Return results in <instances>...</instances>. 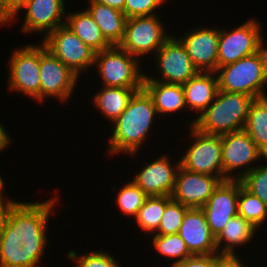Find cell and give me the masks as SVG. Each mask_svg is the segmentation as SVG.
Listing matches in <instances>:
<instances>
[{
    "label": "cell",
    "instance_id": "6da1fadb",
    "mask_svg": "<svg viewBox=\"0 0 267 267\" xmlns=\"http://www.w3.org/2000/svg\"><path fill=\"white\" fill-rule=\"evenodd\" d=\"M60 198L54 195L34 202L17 199L0 229V267L41 266L50 246L49 222Z\"/></svg>",
    "mask_w": 267,
    "mask_h": 267
},
{
    "label": "cell",
    "instance_id": "7a4b0ae2",
    "mask_svg": "<svg viewBox=\"0 0 267 267\" xmlns=\"http://www.w3.org/2000/svg\"><path fill=\"white\" fill-rule=\"evenodd\" d=\"M157 118L159 119V116L152 97L144 88L136 91L126 109L110 124V134L106 138V154H109V157L125 154L132 160L135 157L139 158V151L147 140H151L148 137H151L150 132L155 130L152 128L154 123H159Z\"/></svg>",
    "mask_w": 267,
    "mask_h": 267
},
{
    "label": "cell",
    "instance_id": "3957f363",
    "mask_svg": "<svg viewBox=\"0 0 267 267\" xmlns=\"http://www.w3.org/2000/svg\"><path fill=\"white\" fill-rule=\"evenodd\" d=\"M219 90L255 98L267 96V45L257 53L218 67Z\"/></svg>",
    "mask_w": 267,
    "mask_h": 267
},
{
    "label": "cell",
    "instance_id": "277c9868",
    "mask_svg": "<svg viewBox=\"0 0 267 267\" xmlns=\"http://www.w3.org/2000/svg\"><path fill=\"white\" fill-rule=\"evenodd\" d=\"M253 100L249 95L219 90L214 101L196 118L193 126L202 133L219 136L244 130Z\"/></svg>",
    "mask_w": 267,
    "mask_h": 267
},
{
    "label": "cell",
    "instance_id": "5b68a950",
    "mask_svg": "<svg viewBox=\"0 0 267 267\" xmlns=\"http://www.w3.org/2000/svg\"><path fill=\"white\" fill-rule=\"evenodd\" d=\"M141 61L119 46L95 53L94 69L101 86L143 88L145 71Z\"/></svg>",
    "mask_w": 267,
    "mask_h": 267
},
{
    "label": "cell",
    "instance_id": "8992f818",
    "mask_svg": "<svg viewBox=\"0 0 267 267\" xmlns=\"http://www.w3.org/2000/svg\"><path fill=\"white\" fill-rule=\"evenodd\" d=\"M161 17L154 14L127 18L124 36L118 46L140 61L147 55L152 57L173 35Z\"/></svg>",
    "mask_w": 267,
    "mask_h": 267
},
{
    "label": "cell",
    "instance_id": "52a82bcc",
    "mask_svg": "<svg viewBox=\"0 0 267 267\" xmlns=\"http://www.w3.org/2000/svg\"><path fill=\"white\" fill-rule=\"evenodd\" d=\"M13 49L7 58L8 90L40 104V40L38 44L29 42L26 46Z\"/></svg>",
    "mask_w": 267,
    "mask_h": 267
},
{
    "label": "cell",
    "instance_id": "ba28073f",
    "mask_svg": "<svg viewBox=\"0 0 267 267\" xmlns=\"http://www.w3.org/2000/svg\"><path fill=\"white\" fill-rule=\"evenodd\" d=\"M250 18L230 30L229 27H219L218 67L253 55L267 44L263 24L253 16Z\"/></svg>",
    "mask_w": 267,
    "mask_h": 267
},
{
    "label": "cell",
    "instance_id": "9c48e42d",
    "mask_svg": "<svg viewBox=\"0 0 267 267\" xmlns=\"http://www.w3.org/2000/svg\"><path fill=\"white\" fill-rule=\"evenodd\" d=\"M188 131L191 141L186 138L188 147L179 153L180 165L188 171L209 174L224 181L221 136L202 133L194 126L188 127Z\"/></svg>",
    "mask_w": 267,
    "mask_h": 267
},
{
    "label": "cell",
    "instance_id": "30bf717a",
    "mask_svg": "<svg viewBox=\"0 0 267 267\" xmlns=\"http://www.w3.org/2000/svg\"><path fill=\"white\" fill-rule=\"evenodd\" d=\"M222 167L225 180H241L266 156L244 131L221 136Z\"/></svg>",
    "mask_w": 267,
    "mask_h": 267
},
{
    "label": "cell",
    "instance_id": "8fae6325",
    "mask_svg": "<svg viewBox=\"0 0 267 267\" xmlns=\"http://www.w3.org/2000/svg\"><path fill=\"white\" fill-rule=\"evenodd\" d=\"M39 74L40 103L52 98L63 105L74 96L79 76L47 50L41 41Z\"/></svg>",
    "mask_w": 267,
    "mask_h": 267
},
{
    "label": "cell",
    "instance_id": "7c38bea8",
    "mask_svg": "<svg viewBox=\"0 0 267 267\" xmlns=\"http://www.w3.org/2000/svg\"><path fill=\"white\" fill-rule=\"evenodd\" d=\"M155 73L145 71L144 80H154L164 83L185 84L199 71L194 67L187 54L185 46L173 35L153 55ZM159 74L155 76V74ZM154 74V76L152 75ZM151 75V76H150Z\"/></svg>",
    "mask_w": 267,
    "mask_h": 267
},
{
    "label": "cell",
    "instance_id": "4fadbf2b",
    "mask_svg": "<svg viewBox=\"0 0 267 267\" xmlns=\"http://www.w3.org/2000/svg\"><path fill=\"white\" fill-rule=\"evenodd\" d=\"M40 41L80 78L88 70L92 71L96 52L84 44L68 26L56 28Z\"/></svg>",
    "mask_w": 267,
    "mask_h": 267
},
{
    "label": "cell",
    "instance_id": "5bb4252c",
    "mask_svg": "<svg viewBox=\"0 0 267 267\" xmlns=\"http://www.w3.org/2000/svg\"><path fill=\"white\" fill-rule=\"evenodd\" d=\"M65 2L66 0H29L5 26H13L17 21L20 23L19 19L24 13L19 32L42 35V40L56 28L65 25L68 12Z\"/></svg>",
    "mask_w": 267,
    "mask_h": 267
},
{
    "label": "cell",
    "instance_id": "9a60e30c",
    "mask_svg": "<svg viewBox=\"0 0 267 267\" xmlns=\"http://www.w3.org/2000/svg\"><path fill=\"white\" fill-rule=\"evenodd\" d=\"M167 152L160 154L134 172L130 179L138 185L148 197L171 196L178 168L180 167L179 154L176 161ZM174 161V162H173Z\"/></svg>",
    "mask_w": 267,
    "mask_h": 267
},
{
    "label": "cell",
    "instance_id": "2e32d148",
    "mask_svg": "<svg viewBox=\"0 0 267 267\" xmlns=\"http://www.w3.org/2000/svg\"><path fill=\"white\" fill-rule=\"evenodd\" d=\"M199 26V27H198ZM175 36L185 46L199 72H216L218 68L219 27L198 25Z\"/></svg>",
    "mask_w": 267,
    "mask_h": 267
},
{
    "label": "cell",
    "instance_id": "e0dca14e",
    "mask_svg": "<svg viewBox=\"0 0 267 267\" xmlns=\"http://www.w3.org/2000/svg\"><path fill=\"white\" fill-rule=\"evenodd\" d=\"M222 180L209 174H198L178 168L171 199L189 208H202Z\"/></svg>",
    "mask_w": 267,
    "mask_h": 267
},
{
    "label": "cell",
    "instance_id": "ac0fdd59",
    "mask_svg": "<svg viewBox=\"0 0 267 267\" xmlns=\"http://www.w3.org/2000/svg\"><path fill=\"white\" fill-rule=\"evenodd\" d=\"M239 180H225L201 208L212 234L217 237L228 221L238 214Z\"/></svg>",
    "mask_w": 267,
    "mask_h": 267
},
{
    "label": "cell",
    "instance_id": "d6986e66",
    "mask_svg": "<svg viewBox=\"0 0 267 267\" xmlns=\"http://www.w3.org/2000/svg\"><path fill=\"white\" fill-rule=\"evenodd\" d=\"M178 234L192 255L218 253L216 237L212 234L201 208H189L186 211Z\"/></svg>",
    "mask_w": 267,
    "mask_h": 267
},
{
    "label": "cell",
    "instance_id": "ffe728a7",
    "mask_svg": "<svg viewBox=\"0 0 267 267\" xmlns=\"http://www.w3.org/2000/svg\"><path fill=\"white\" fill-rule=\"evenodd\" d=\"M185 104L192 121L186 122L187 127L193 126L196 118L214 101L218 91V78L215 72H198L182 85ZM190 111V112H189Z\"/></svg>",
    "mask_w": 267,
    "mask_h": 267
},
{
    "label": "cell",
    "instance_id": "44dd1931",
    "mask_svg": "<svg viewBox=\"0 0 267 267\" xmlns=\"http://www.w3.org/2000/svg\"><path fill=\"white\" fill-rule=\"evenodd\" d=\"M257 230L259 231L257 227L239 214L233 216L216 237L217 252L227 257H240L241 254L237 251L241 246L242 249L248 247L256 239L255 235L258 237Z\"/></svg>",
    "mask_w": 267,
    "mask_h": 267
},
{
    "label": "cell",
    "instance_id": "7402d4cb",
    "mask_svg": "<svg viewBox=\"0 0 267 267\" xmlns=\"http://www.w3.org/2000/svg\"><path fill=\"white\" fill-rule=\"evenodd\" d=\"M143 88L152 97L159 120L163 115L171 117L178 112H188L181 84L143 80Z\"/></svg>",
    "mask_w": 267,
    "mask_h": 267
},
{
    "label": "cell",
    "instance_id": "603a6c76",
    "mask_svg": "<svg viewBox=\"0 0 267 267\" xmlns=\"http://www.w3.org/2000/svg\"><path fill=\"white\" fill-rule=\"evenodd\" d=\"M99 91L93 92L92 106L95 107L108 124H112L126 109L134 93L142 88H124L100 86ZM110 121V122H109Z\"/></svg>",
    "mask_w": 267,
    "mask_h": 267
},
{
    "label": "cell",
    "instance_id": "cb8c5ba5",
    "mask_svg": "<svg viewBox=\"0 0 267 267\" xmlns=\"http://www.w3.org/2000/svg\"><path fill=\"white\" fill-rule=\"evenodd\" d=\"M85 9L99 26L102 35L111 46H118L124 36L126 16L123 11L88 0Z\"/></svg>",
    "mask_w": 267,
    "mask_h": 267
},
{
    "label": "cell",
    "instance_id": "d4e9b609",
    "mask_svg": "<svg viewBox=\"0 0 267 267\" xmlns=\"http://www.w3.org/2000/svg\"><path fill=\"white\" fill-rule=\"evenodd\" d=\"M65 25L95 52L111 47L102 35L99 26L86 9L82 8L79 11L66 13Z\"/></svg>",
    "mask_w": 267,
    "mask_h": 267
},
{
    "label": "cell",
    "instance_id": "484cf974",
    "mask_svg": "<svg viewBox=\"0 0 267 267\" xmlns=\"http://www.w3.org/2000/svg\"><path fill=\"white\" fill-rule=\"evenodd\" d=\"M244 131L267 157V96L252 101Z\"/></svg>",
    "mask_w": 267,
    "mask_h": 267
},
{
    "label": "cell",
    "instance_id": "4316f807",
    "mask_svg": "<svg viewBox=\"0 0 267 267\" xmlns=\"http://www.w3.org/2000/svg\"><path fill=\"white\" fill-rule=\"evenodd\" d=\"M171 196H151L147 197L143 206L139 209L133 219L134 225L142 232V235L154 234L161 221L165 206L171 201Z\"/></svg>",
    "mask_w": 267,
    "mask_h": 267
},
{
    "label": "cell",
    "instance_id": "83f0119b",
    "mask_svg": "<svg viewBox=\"0 0 267 267\" xmlns=\"http://www.w3.org/2000/svg\"><path fill=\"white\" fill-rule=\"evenodd\" d=\"M147 238L149 240L151 239L153 246L151 248L152 251L154 250L155 254L158 253V255H160L159 257H165L169 261L166 263L168 264V267H174L175 265L180 264L182 261L192 256L186 247L185 241L180 237L179 234H151L150 238ZM154 267H156V265ZM157 267H159V265Z\"/></svg>",
    "mask_w": 267,
    "mask_h": 267
},
{
    "label": "cell",
    "instance_id": "f1b7e54d",
    "mask_svg": "<svg viewBox=\"0 0 267 267\" xmlns=\"http://www.w3.org/2000/svg\"><path fill=\"white\" fill-rule=\"evenodd\" d=\"M129 180V181H128ZM125 180L126 183H122L120 188L116 187L117 185L112 186L113 193L115 194V205L121 214L127 215V218L131 217L133 220L139 209L143 206L145 199L148 197L145 192L136 185L131 179ZM118 191V192H117Z\"/></svg>",
    "mask_w": 267,
    "mask_h": 267
},
{
    "label": "cell",
    "instance_id": "f546056e",
    "mask_svg": "<svg viewBox=\"0 0 267 267\" xmlns=\"http://www.w3.org/2000/svg\"><path fill=\"white\" fill-rule=\"evenodd\" d=\"M238 214L250 221L257 229L267 226V205L247 191L239 180Z\"/></svg>",
    "mask_w": 267,
    "mask_h": 267
},
{
    "label": "cell",
    "instance_id": "4dcf8cb0",
    "mask_svg": "<svg viewBox=\"0 0 267 267\" xmlns=\"http://www.w3.org/2000/svg\"><path fill=\"white\" fill-rule=\"evenodd\" d=\"M67 259L73 264V267H122L118 258L113 253L105 249L86 250L85 253H78L70 249L67 252Z\"/></svg>",
    "mask_w": 267,
    "mask_h": 267
},
{
    "label": "cell",
    "instance_id": "1f68e13d",
    "mask_svg": "<svg viewBox=\"0 0 267 267\" xmlns=\"http://www.w3.org/2000/svg\"><path fill=\"white\" fill-rule=\"evenodd\" d=\"M189 207L174 201L173 199L165 206L156 235L178 234L184 215Z\"/></svg>",
    "mask_w": 267,
    "mask_h": 267
},
{
    "label": "cell",
    "instance_id": "d6a6232c",
    "mask_svg": "<svg viewBox=\"0 0 267 267\" xmlns=\"http://www.w3.org/2000/svg\"><path fill=\"white\" fill-rule=\"evenodd\" d=\"M264 160L262 162L266 164L260 162L240 182L247 191L267 205V157Z\"/></svg>",
    "mask_w": 267,
    "mask_h": 267
},
{
    "label": "cell",
    "instance_id": "836d02e7",
    "mask_svg": "<svg viewBox=\"0 0 267 267\" xmlns=\"http://www.w3.org/2000/svg\"><path fill=\"white\" fill-rule=\"evenodd\" d=\"M168 0H125L126 18L159 14L158 9L168 4ZM157 11V12H156Z\"/></svg>",
    "mask_w": 267,
    "mask_h": 267
},
{
    "label": "cell",
    "instance_id": "e575fe53",
    "mask_svg": "<svg viewBox=\"0 0 267 267\" xmlns=\"http://www.w3.org/2000/svg\"><path fill=\"white\" fill-rule=\"evenodd\" d=\"M227 256L219 253L209 255H192L174 267H219Z\"/></svg>",
    "mask_w": 267,
    "mask_h": 267
},
{
    "label": "cell",
    "instance_id": "d590c367",
    "mask_svg": "<svg viewBox=\"0 0 267 267\" xmlns=\"http://www.w3.org/2000/svg\"><path fill=\"white\" fill-rule=\"evenodd\" d=\"M29 0H4L0 5V26L4 27Z\"/></svg>",
    "mask_w": 267,
    "mask_h": 267
},
{
    "label": "cell",
    "instance_id": "8d00e7d4",
    "mask_svg": "<svg viewBox=\"0 0 267 267\" xmlns=\"http://www.w3.org/2000/svg\"><path fill=\"white\" fill-rule=\"evenodd\" d=\"M16 202L10 195H0V229L5 225L10 209Z\"/></svg>",
    "mask_w": 267,
    "mask_h": 267
},
{
    "label": "cell",
    "instance_id": "74e56055",
    "mask_svg": "<svg viewBox=\"0 0 267 267\" xmlns=\"http://www.w3.org/2000/svg\"><path fill=\"white\" fill-rule=\"evenodd\" d=\"M12 135L9 134V131L6 130L5 125L2 123V120L0 122V153L6 152L7 148L11 147L12 144ZM11 145V146H10Z\"/></svg>",
    "mask_w": 267,
    "mask_h": 267
},
{
    "label": "cell",
    "instance_id": "f35d334b",
    "mask_svg": "<svg viewBox=\"0 0 267 267\" xmlns=\"http://www.w3.org/2000/svg\"><path fill=\"white\" fill-rule=\"evenodd\" d=\"M240 257H227L219 267H247L248 264H244V259Z\"/></svg>",
    "mask_w": 267,
    "mask_h": 267
},
{
    "label": "cell",
    "instance_id": "ab89813d",
    "mask_svg": "<svg viewBox=\"0 0 267 267\" xmlns=\"http://www.w3.org/2000/svg\"><path fill=\"white\" fill-rule=\"evenodd\" d=\"M124 12L125 0H92Z\"/></svg>",
    "mask_w": 267,
    "mask_h": 267
},
{
    "label": "cell",
    "instance_id": "60d3db41",
    "mask_svg": "<svg viewBox=\"0 0 267 267\" xmlns=\"http://www.w3.org/2000/svg\"><path fill=\"white\" fill-rule=\"evenodd\" d=\"M1 174V173H0ZM5 177L3 178L2 175H0V195H7L5 192H6V188H5V183L4 182L5 180ZM5 190V191H4Z\"/></svg>",
    "mask_w": 267,
    "mask_h": 267
}]
</instances>
